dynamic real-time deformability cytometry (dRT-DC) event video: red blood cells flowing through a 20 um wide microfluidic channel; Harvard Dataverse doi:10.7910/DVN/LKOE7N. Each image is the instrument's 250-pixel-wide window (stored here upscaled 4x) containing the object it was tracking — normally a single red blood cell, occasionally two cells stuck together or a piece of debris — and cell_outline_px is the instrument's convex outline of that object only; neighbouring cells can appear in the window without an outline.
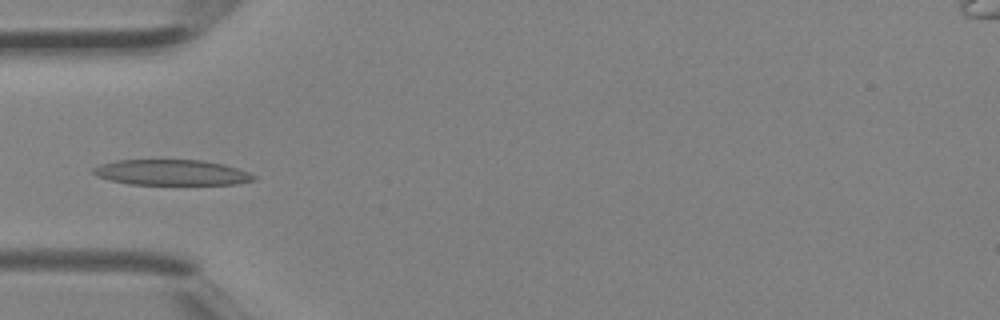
{"species": "Egyptian fruit bat (a non-hibernating species)", "species_latin": "Rousettus aegyptiacus", "temperature_condition": "room temperature", "stored_images_in_passage": 3, "camera_frame_rate_fps": 3000, "um_per_image_px": 0.085, "animal": {"sex": "female"}, "frame": {"image": 1, "passage_image": 3, "time_ms": 0.667, "image_size_px": [1000, 320], "cell_outline_px": [[256, 180], [232, 184], [128, 184], [108, 180], [96, 176], [92, 172], [92, 168], [100, 164], [116, 160], [204, 160], [224, 164], [248, 172], [256, 176]], "centroid_in_image_um": [14.54, 14.66], "position_along_channel_um": 70.5, "area_um2": 23.93}}